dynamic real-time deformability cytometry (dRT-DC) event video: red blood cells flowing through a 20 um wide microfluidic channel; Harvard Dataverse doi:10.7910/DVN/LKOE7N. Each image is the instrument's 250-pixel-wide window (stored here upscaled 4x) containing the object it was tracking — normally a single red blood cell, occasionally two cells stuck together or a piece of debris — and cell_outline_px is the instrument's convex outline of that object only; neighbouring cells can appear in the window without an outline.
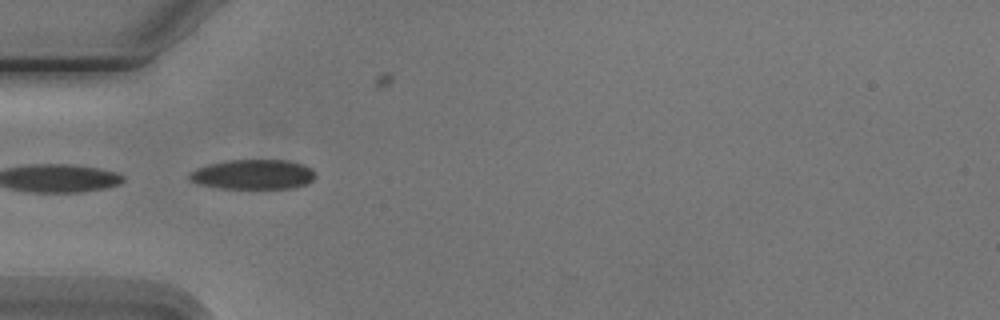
{"species": "Egyptian fruit bat (a non-hibernating species)", "species_latin": "Rousettus aegyptiacus", "temperature_condition": "cold", "stored_images_in_passage": 5, "camera_frame_rate_fps": 3000, "um_per_image_px": 0.085, "animal": {"sex": "male"}, "frame": {"image": 1, "passage_image": 4, "time_ms": 4.667, "image_size_px": [1000, 320], "cell_outline_px": [[316, 176], [312, 180], [304, 184], [292, 188], [220, 188], [196, 184], [188, 180], [188, 172], [196, 168], [208, 164], [228, 160], [288, 160], [304, 164], [312, 168]], "centroid_in_image_um": [21.47, 14.82], "position_along_channel_um": 63.5, "area_um2": 22.08}}
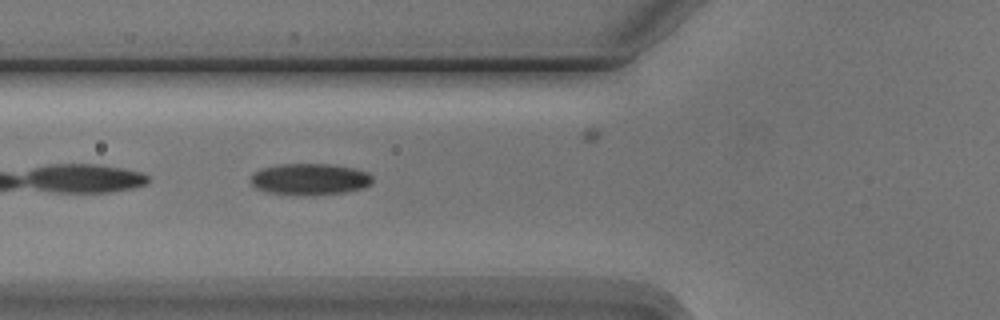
{"frame": {"image": 2, "passage_image": 5, "time_ms": 5.667, "image_size_px": [1000, 320], "cell_outline_px": [[372, 184], [364, 188], [344, 192], [312, 196], [296, 196], [268, 192], [256, 188], [252, 184], [252, 176], [260, 168], [280, 164], [328, 164], [356, 168], [368, 172], [372, 176]], "centroid_in_image_um": [26.37, 15.25], "position_along_channel_um": 99.4, "area_um2": 22.66}}